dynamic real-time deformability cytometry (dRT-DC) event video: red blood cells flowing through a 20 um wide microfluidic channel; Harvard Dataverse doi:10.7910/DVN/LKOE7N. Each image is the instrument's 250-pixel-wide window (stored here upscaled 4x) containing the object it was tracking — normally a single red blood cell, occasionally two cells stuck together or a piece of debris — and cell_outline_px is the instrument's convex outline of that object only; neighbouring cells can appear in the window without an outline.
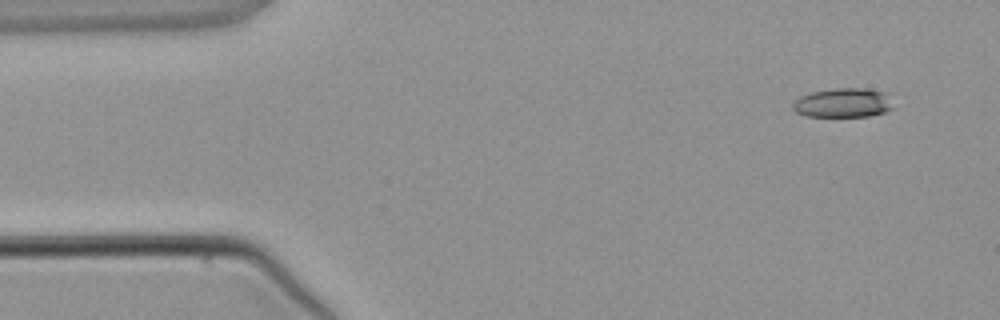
{"species": "common noctule bat (a hibernating species)", "species_latin": "Nyctalus noctula", "temperature_condition": "warm", "stored_images_in_passage": 4, "camera_frame_rate_fps": 3000, "um_per_image_px": 0.085, "animal": {"sex": "male", "body_mass_g": 21.5, "forearm_length_mm": 52.0}, "frame": {"image": 1, "passage_image": 1, "time_ms": 0.0, "image_size_px": [1000, 320], "cell_outline_px": [[892, 108], [884, 112], [868, 116], [808, 116], [796, 112], [792, 108], [792, 104], [800, 96], [812, 92], [832, 88], [864, 88], [892, 92]], "centroid_in_image_um": [71.73, 8.71], "position_along_channel_um": 13.3, "area_um2": 17.4}}
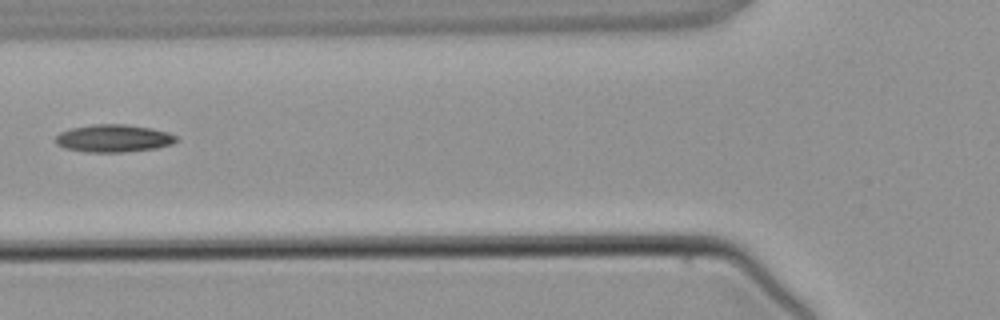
{"frame": {"image": 2, "passage_image": 4, "time_ms": 4.333, "image_size_px": [1000, 320], "cell_outline_px": [[180, 140], [172, 144], [156, 148], [124, 152], [84, 152], [64, 148], [56, 144], [56, 136], [60, 132], [72, 128], [92, 124], [124, 124], [152, 128], [168, 132], [176, 136]], "centroid_in_image_um": [9.66, 11.76], "position_along_channel_um": 116.1, "area_um2": 19.54}}